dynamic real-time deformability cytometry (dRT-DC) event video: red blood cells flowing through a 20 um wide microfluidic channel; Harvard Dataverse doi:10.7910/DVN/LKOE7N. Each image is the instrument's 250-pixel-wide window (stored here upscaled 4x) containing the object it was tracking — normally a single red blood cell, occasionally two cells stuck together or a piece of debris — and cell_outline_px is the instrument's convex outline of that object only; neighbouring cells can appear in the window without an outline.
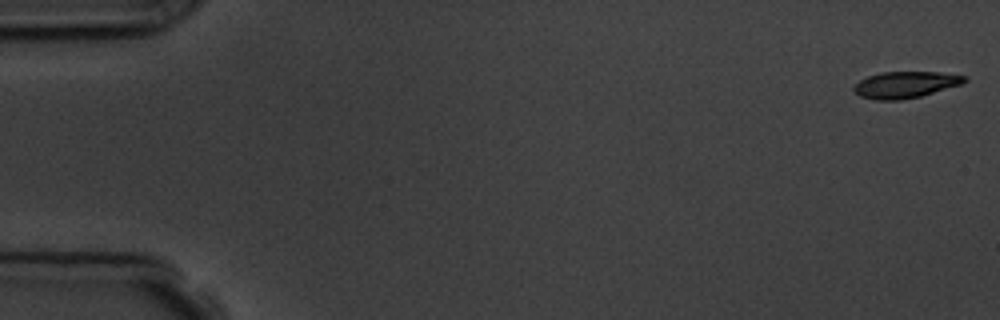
{"species": "common noctule bat (a hibernating species)", "species_latin": "Nyctalus noctula", "temperature_condition": "room temperature", "stored_images_in_passage": 6, "camera_frame_rate_fps": 3000, "um_per_image_px": 0.085, "animal": {"sex": "male", "body_mass_g": 19.5, "forearm_length_mm": 54.6}, "frame": {"image": 1, "passage_image": 1, "time_ms": 0.0, "image_size_px": [1000, 320], "cell_outline_px": [[968, 80], [964, 84], [920, 96], [900, 100], [876, 100], [860, 96], [852, 88], [860, 80], [868, 76], [880, 72], [940, 72], [968, 76]], "centroid_in_image_um": [77.01, 7.19], "position_along_channel_um": 8.0, "area_um2": 17.17}}
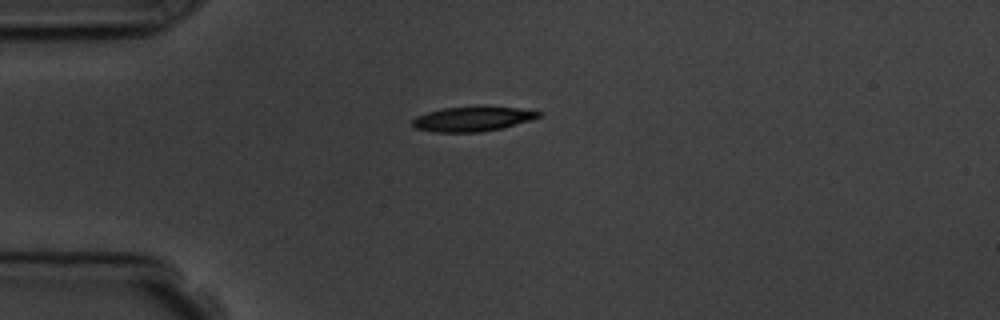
{"frame": {"image": 2, "passage_image": 4, "time_ms": 4.333, "image_size_px": [1000, 320], "cell_outline_px": [[544, 112], [540, 116], [532, 120], [504, 128], [480, 132], [432, 132], [416, 128], [412, 124], [412, 120], [416, 116], [428, 112], [444, 108], [480, 104], [520, 108]], "centroid_in_image_um": [40.23, 10.08], "position_along_channel_um": 44.8, "area_um2": 18.9}}